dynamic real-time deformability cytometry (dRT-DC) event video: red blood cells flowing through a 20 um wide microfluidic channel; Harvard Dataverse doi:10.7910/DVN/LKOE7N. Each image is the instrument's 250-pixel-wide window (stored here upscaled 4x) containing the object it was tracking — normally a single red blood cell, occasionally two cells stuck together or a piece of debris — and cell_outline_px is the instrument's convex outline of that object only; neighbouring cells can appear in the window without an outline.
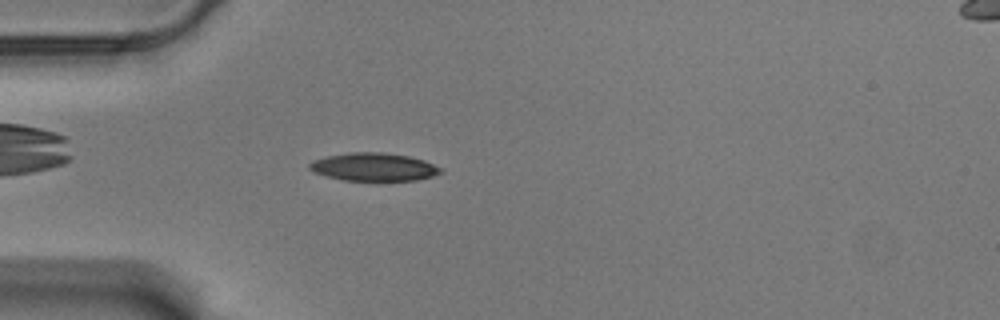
{"species": "Egyptian fruit bat (a non-hibernating species)", "species_latin": "Rousettus aegyptiacus", "temperature_condition": "warm", "stored_images_in_passage": 50, "camera_frame_rate_fps": 3000, "um_per_image_px": 0.085, "animal": {"sex": "male"}, "frame": {"image": 1, "passage_image": 9, "time_ms": 2.667, "image_size_px": [1000, 320], "cell_outline_px": [[444, 172], [432, 176], [416, 180], [380, 184], [344, 180], [312, 172], [308, 168], [308, 164], [312, 160], [328, 156], [348, 152], [384, 152], [408, 156], [424, 160], [444, 168]], "centroid_in_image_um": [31.81, 14.24], "position_along_channel_um": 53.2, "area_um2": 22.54}}
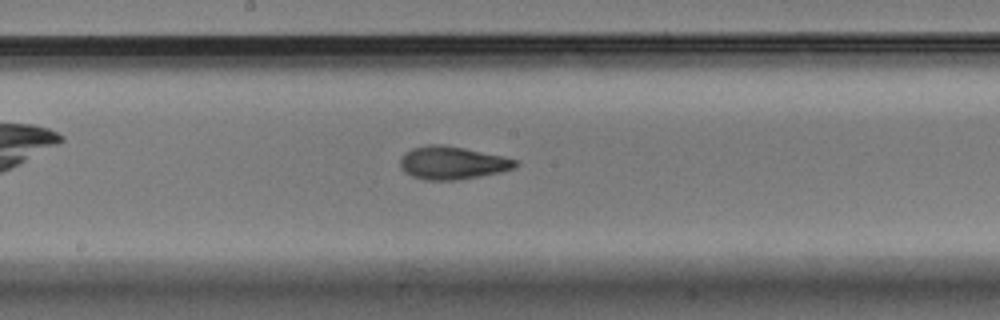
{"frame": {"image": 2, "passage_image": 23, "time_ms": 7.333, "image_size_px": [1000, 320], "cell_outline_px": [[520, 164], [512, 168], [500, 172], [480, 176], [456, 180], [424, 180], [412, 176], [404, 172], [400, 168], [400, 160], [404, 152], [412, 148], [428, 144], [444, 144], [504, 156], [520, 160]], "centroid_in_image_um": [38.44, 13.83], "position_along_channel_um": 209.8, "area_um2": 22.37}}
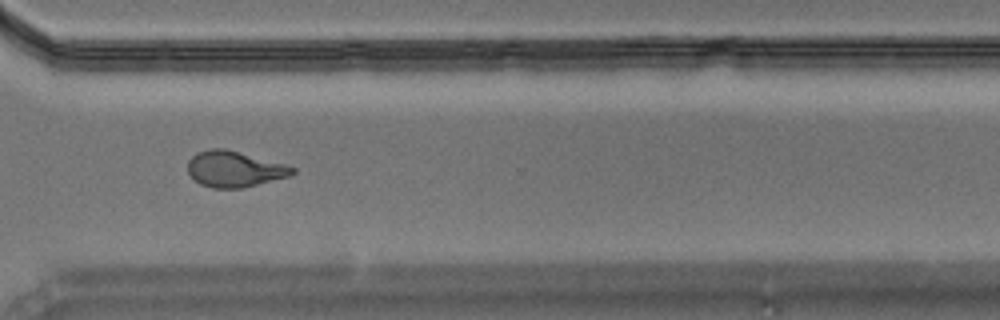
{"frame": {"image": 3, "passage_image": 35, "time_ms": 11.333, "image_size_px": [1000, 320], "cell_outline_px": [[296, 172], [288, 176], [240, 188], [212, 188], [200, 184], [188, 172], [188, 160], [196, 152], [212, 148], [224, 148], [288, 164], [296, 168]], "centroid_in_image_um": [19.93, 14.35], "position_along_channel_um": 350.7, "area_um2": 21.85}, "authors_computed_cell_mechanics": {"area_um2": 21.8195, "velocity_mm_per_s": 3.5352, "shape_relaxation_time_tau1_ms": 8.0857, "shape_relaxation_time_tau2_ms": 2.3176, "deformation_change_tau1": 0.2295, "deformation_change_tau2": 0.0933}}